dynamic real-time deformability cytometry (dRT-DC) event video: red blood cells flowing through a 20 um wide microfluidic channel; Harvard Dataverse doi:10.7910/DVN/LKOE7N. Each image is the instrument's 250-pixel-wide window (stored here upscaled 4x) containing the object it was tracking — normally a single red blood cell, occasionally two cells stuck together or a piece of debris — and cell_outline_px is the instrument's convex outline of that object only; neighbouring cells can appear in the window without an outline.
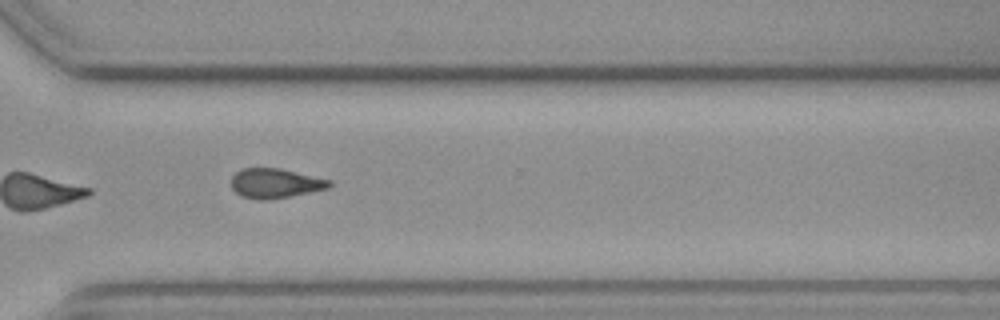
{"species": "common noctule bat (a hibernating species)", "species_latin": "Nyctalus noctula", "temperature_condition": "cold", "stored_images_in_passage": 15, "camera_frame_rate_fps": 3000, "um_per_image_px": 0.085, "animal": {"sex": "female", "body_mass_g": 19.3, "forearm_length_mm": 54.1}, "frame": {"image": 1, "passage_image": 11, "time_ms": 3.333, "image_size_px": [1000, 320], "cell_outline_px": [[332, 184], [328, 188], [268, 200], [260, 200], [240, 196], [232, 188], [232, 176], [240, 168], [280, 168], [332, 180]], "centroid_in_image_um": [23.38, 15.57], "position_along_channel_um": 347.2, "area_um2": 16.88}}
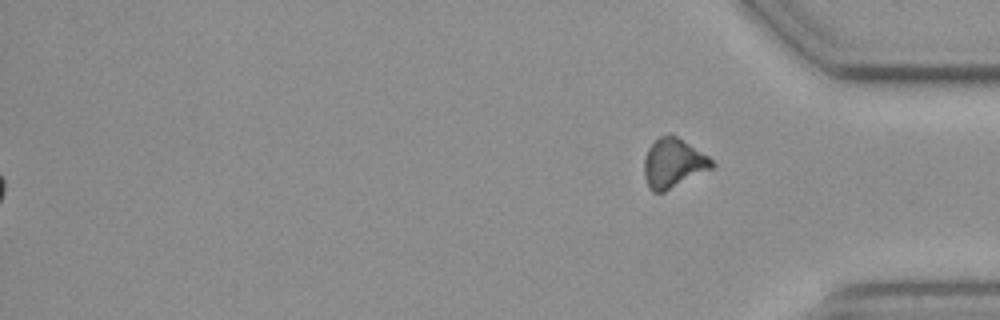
{"frame": {"image": 2, "passage_image": 15, "time_ms": 4.667, "image_size_px": [1000, 320], "cell_outline_px": [[716, 164], [712, 168], [664, 192], [652, 192], [648, 188], [644, 176], [644, 156], [648, 148], [660, 136], [676, 136], [708, 156]], "centroid_in_image_um": [57.2, 13.9], "position_along_channel_um": 378.0, "area_um2": 19.19}}